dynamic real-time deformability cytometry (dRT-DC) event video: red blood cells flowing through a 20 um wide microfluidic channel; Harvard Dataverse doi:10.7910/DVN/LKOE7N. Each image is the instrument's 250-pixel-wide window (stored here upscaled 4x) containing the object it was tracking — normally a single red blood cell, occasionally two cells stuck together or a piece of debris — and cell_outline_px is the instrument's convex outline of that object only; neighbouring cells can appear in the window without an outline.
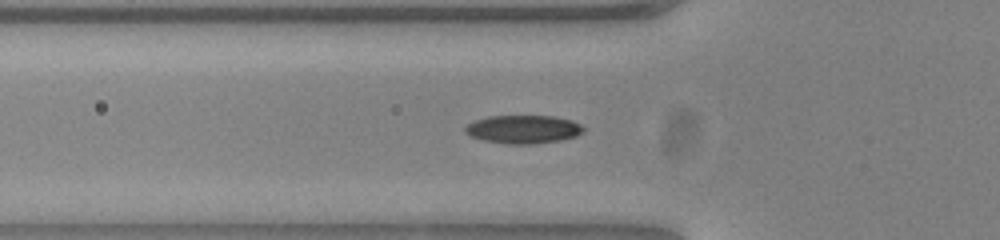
{"species": "common noctule bat (a hibernating species)", "species_latin": "Nyctalus noctula", "temperature_condition": "warm", "stored_images_in_passage": 46, "camera_frame_rate_fps": 3000, "um_per_image_px": 0.085, "animal": {"sex": "female", "body_mass_g": 23.0, "forearm_length_mm": 53.4}, "frame": {"image": 1, "passage_image": 17, "time_ms": 5.333, "image_size_px": [1000, 240], "cell_outline_px": [[584, 132], [576, 136], [560, 140], [528, 144], [512, 144], [484, 140], [472, 136], [464, 132], [464, 128], [468, 124], [476, 120], [488, 116], [552, 116], [572, 120], [580, 124], [584, 128]], "centroid_in_image_um": [44.49, 10.98], "position_along_channel_um": 81.3, "area_um2": 19.31}}
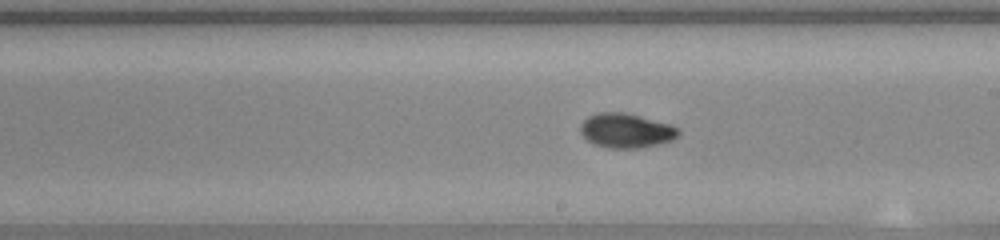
{"frame": {"image": 2, "passage_image": 29, "time_ms": 9.333, "image_size_px": [1000, 240], "cell_outline_px": [[680, 132], [672, 140], [656, 144], [636, 148], [612, 148], [596, 144], [588, 140], [580, 132], [580, 124], [588, 116], [600, 112], [624, 112], [672, 124]], "centroid_in_image_um": [53.21, 11.08], "position_along_channel_um": 235.8, "area_um2": 19.42}}
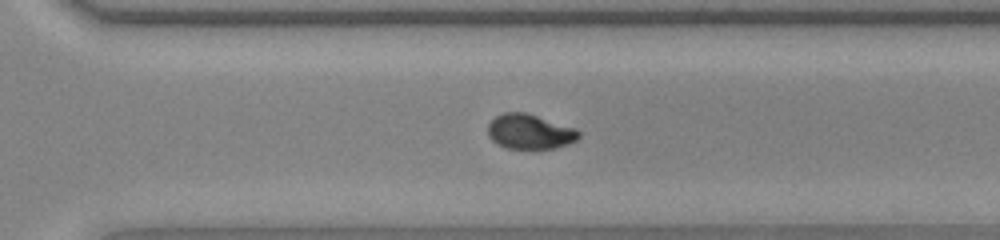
{"frame": {"image": 3, "passage_image": 36, "time_ms": 11.667, "image_size_px": [1000, 240], "cell_outline_px": [[580, 136], [576, 140], [552, 148], [508, 148], [496, 144], [488, 136], [488, 124], [496, 116], [504, 112], [524, 112], [576, 128], [580, 132]], "centroid_in_image_um": [45.0, 11.18], "position_along_channel_um": 325.6, "area_um2": 18.21}}